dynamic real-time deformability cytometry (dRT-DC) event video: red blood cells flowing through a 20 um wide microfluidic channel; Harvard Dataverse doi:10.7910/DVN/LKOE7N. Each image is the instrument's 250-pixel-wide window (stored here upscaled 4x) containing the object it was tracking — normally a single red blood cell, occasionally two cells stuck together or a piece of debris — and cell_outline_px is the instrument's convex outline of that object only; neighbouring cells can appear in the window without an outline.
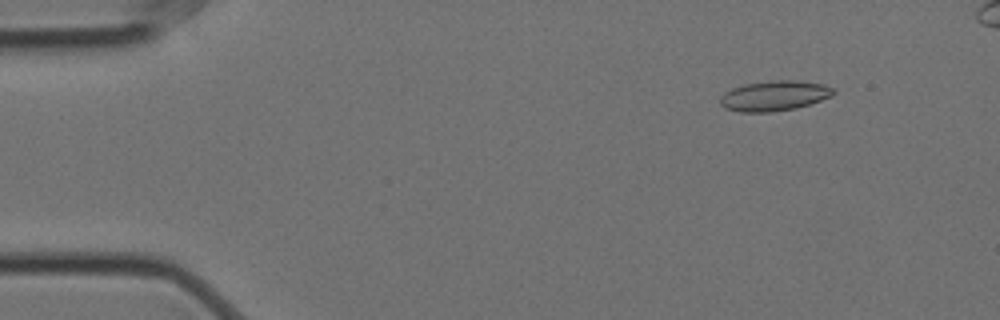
{"species": "Egyptian fruit bat (a non-hibernating species)", "species_latin": "Rousettus aegyptiacus", "temperature_condition": "cold", "stored_images_in_passage": 56, "camera_frame_rate_fps": 3000, "um_per_image_px": 0.085, "animal": {"sex": "female"}, "frame": {"image": 1, "passage_image": 7, "time_ms": 2.0, "image_size_px": [1000, 320], "cell_outline_px": [[836, 92], [832, 96], [796, 108], [768, 112], [740, 112], [724, 108], [720, 104], [720, 96], [724, 92], [732, 88], [744, 84], [772, 80], [796, 80], [824, 84], [832, 88]], "centroid_in_image_um": [65.79, 8.13], "position_along_channel_um": 19.2, "area_um2": 19.94}}
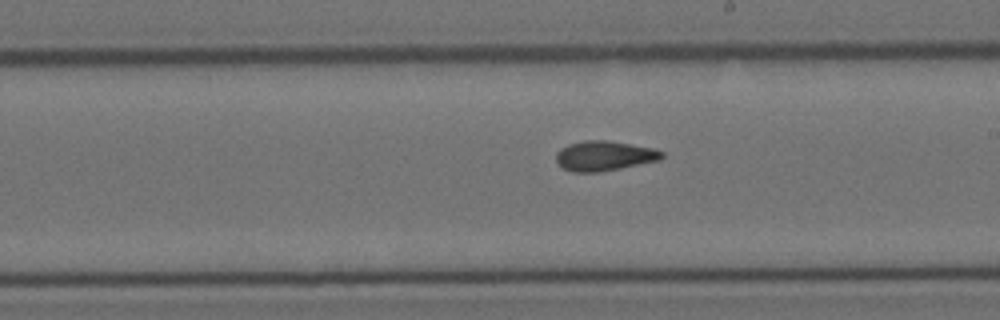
{"frame": {"image": 2, "passage_image": 33, "time_ms": 10.667, "image_size_px": [1000, 320], "cell_outline_px": [[664, 156], [660, 160], [620, 168], [596, 172], [572, 172], [564, 168], [556, 160], [556, 152], [560, 148], [568, 144], [584, 140], [608, 140], [652, 148], [664, 152]], "centroid_in_image_um": [51.35, 13.24], "position_along_channel_um": 237.6, "area_um2": 18.32}}
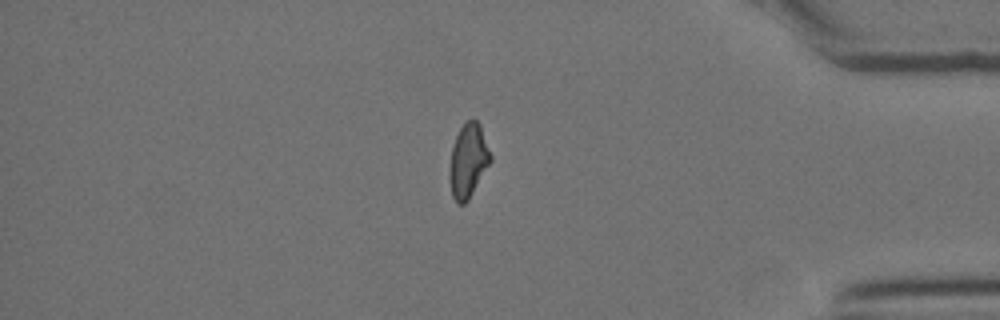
{"frame": {"image": 3, "passage_image": 49, "time_ms": 16.0, "image_size_px": [1000, 320], "cell_outline_px": [[492, 160], [468, 200], [464, 204], [456, 204], [452, 196], [448, 176], [452, 148], [456, 136], [460, 128], [468, 120], [476, 120], [480, 124], [492, 156]], "centroid_in_image_um": [39.79, 13.69], "position_along_channel_um": 395.4, "area_um2": 17.63}, "authors_computed_cell_mechanics": {"area_um2": 18.2359, "velocity_mm_per_s": 3.527, "shape_relaxation_time_tau1_ms": 5.4426, "shape_relaxation_time_tau2_ms": 2.9563, "deformation_change_tau1": 0.132, "deformation_change_tau2": 0.1018}}